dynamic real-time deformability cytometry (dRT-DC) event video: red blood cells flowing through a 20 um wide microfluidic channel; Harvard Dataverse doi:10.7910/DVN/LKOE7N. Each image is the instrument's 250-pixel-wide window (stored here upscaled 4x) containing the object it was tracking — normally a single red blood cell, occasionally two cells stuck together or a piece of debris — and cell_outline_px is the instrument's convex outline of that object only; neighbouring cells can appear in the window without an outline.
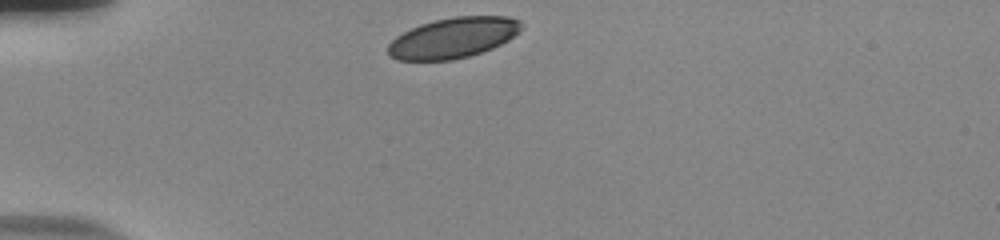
{"species": "human", "species_latin": "Homo sapiens", "temperature_condition": "room temperature", "stored_images_in_passage": 33, "camera_frame_rate_fps": 3000, "um_per_image_px": 0.085, "donor": {"sex": "male"}, "frame": {"image": 1, "passage_image": 1, "time_ms": 0.0, "image_size_px": [1000, 240], "cell_outline_px": [[520, 32], [508, 40], [492, 48], [468, 56], [452, 60], [396, 60], [388, 56], [388, 44], [396, 36], [420, 24], [436, 20], [456, 16], [508, 16], [520, 20]], "centroid_in_image_um": [38.5, 3.21], "position_along_channel_um": 46.5, "area_um2": 31.33}}
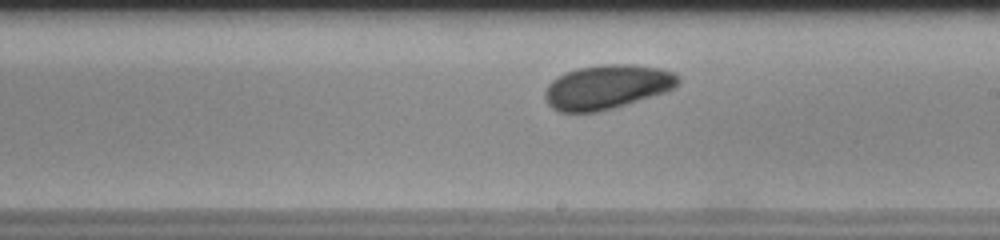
{"frame": {"image": 2, "passage_image": 19, "time_ms": 6.0, "image_size_px": [1000, 240], "cell_outline_px": [[680, 80], [668, 92], [612, 108], [596, 112], [560, 112], [552, 108], [548, 104], [544, 96], [544, 92], [548, 84], [552, 80], [568, 72], [580, 68], [600, 64], [628, 64], [660, 68], [676, 72], [680, 76]], "centroid_in_image_um": [51.62, 7.39], "position_along_channel_um": 237.4, "area_um2": 34.33}}
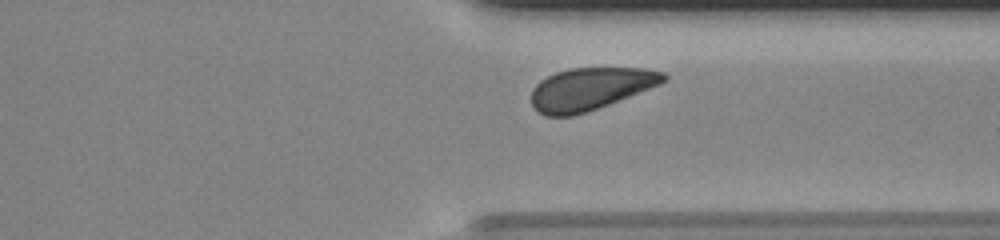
{"frame": {"image": 3, "passage_image": 29, "time_ms": 9.333, "image_size_px": [1000, 240], "cell_outline_px": [[668, 80], [660, 84], [608, 104], [572, 116], [544, 116], [532, 104], [532, 88], [540, 80], [556, 72], [568, 68], [644, 68], [664, 72], [668, 76]], "centroid_in_image_um": [50.18, 7.53], "position_along_channel_um": 361.2, "area_um2": 32.37}, "authors_computed_cell_mechanics": {"area_um2": 33.4662, "velocity_mm_per_s": 3.6995, "shape_relaxation_time_tau1_ms": 1.7836, "shape_relaxation_time_tau2_ms": null, "deformation_change_tau1": 0.0713, "deformation_change_tau2": null}}